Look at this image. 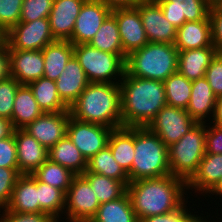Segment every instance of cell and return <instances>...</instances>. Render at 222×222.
I'll return each instance as SVG.
<instances>
[{
  "instance_id": "obj_27",
  "label": "cell",
  "mask_w": 222,
  "mask_h": 222,
  "mask_svg": "<svg viewBox=\"0 0 222 222\" xmlns=\"http://www.w3.org/2000/svg\"><path fill=\"white\" fill-rule=\"evenodd\" d=\"M42 55L44 77L56 81L74 55V45L69 40H55L42 49Z\"/></svg>"
},
{
  "instance_id": "obj_38",
  "label": "cell",
  "mask_w": 222,
  "mask_h": 222,
  "mask_svg": "<svg viewBox=\"0 0 222 222\" xmlns=\"http://www.w3.org/2000/svg\"><path fill=\"white\" fill-rule=\"evenodd\" d=\"M20 85L11 76L0 81V118L11 120L15 95Z\"/></svg>"
},
{
  "instance_id": "obj_21",
  "label": "cell",
  "mask_w": 222,
  "mask_h": 222,
  "mask_svg": "<svg viewBox=\"0 0 222 222\" xmlns=\"http://www.w3.org/2000/svg\"><path fill=\"white\" fill-rule=\"evenodd\" d=\"M7 210L40 213L37 179L32 174H21L15 183Z\"/></svg>"
},
{
  "instance_id": "obj_56",
  "label": "cell",
  "mask_w": 222,
  "mask_h": 222,
  "mask_svg": "<svg viewBox=\"0 0 222 222\" xmlns=\"http://www.w3.org/2000/svg\"><path fill=\"white\" fill-rule=\"evenodd\" d=\"M218 4H219L220 6H222V0H220V1L218 2Z\"/></svg>"
},
{
  "instance_id": "obj_53",
  "label": "cell",
  "mask_w": 222,
  "mask_h": 222,
  "mask_svg": "<svg viewBox=\"0 0 222 222\" xmlns=\"http://www.w3.org/2000/svg\"><path fill=\"white\" fill-rule=\"evenodd\" d=\"M5 43V32L0 28V45Z\"/></svg>"
},
{
  "instance_id": "obj_49",
  "label": "cell",
  "mask_w": 222,
  "mask_h": 222,
  "mask_svg": "<svg viewBox=\"0 0 222 222\" xmlns=\"http://www.w3.org/2000/svg\"><path fill=\"white\" fill-rule=\"evenodd\" d=\"M103 3L111 9L135 7L141 0H95Z\"/></svg>"
},
{
  "instance_id": "obj_46",
  "label": "cell",
  "mask_w": 222,
  "mask_h": 222,
  "mask_svg": "<svg viewBox=\"0 0 222 222\" xmlns=\"http://www.w3.org/2000/svg\"><path fill=\"white\" fill-rule=\"evenodd\" d=\"M212 42L218 53H222V6L212 4L209 11Z\"/></svg>"
},
{
  "instance_id": "obj_8",
  "label": "cell",
  "mask_w": 222,
  "mask_h": 222,
  "mask_svg": "<svg viewBox=\"0 0 222 222\" xmlns=\"http://www.w3.org/2000/svg\"><path fill=\"white\" fill-rule=\"evenodd\" d=\"M100 203L89 182L82 176L76 175L65 198L66 220L69 222H90L96 215Z\"/></svg>"
},
{
  "instance_id": "obj_47",
  "label": "cell",
  "mask_w": 222,
  "mask_h": 222,
  "mask_svg": "<svg viewBox=\"0 0 222 222\" xmlns=\"http://www.w3.org/2000/svg\"><path fill=\"white\" fill-rule=\"evenodd\" d=\"M205 153L221 154L222 153V127L212 125L206 126Z\"/></svg>"
},
{
  "instance_id": "obj_54",
  "label": "cell",
  "mask_w": 222,
  "mask_h": 222,
  "mask_svg": "<svg viewBox=\"0 0 222 222\" xmlns=\"http://www.w3.org/2000/svg\"><path fill=\"white\" fill-rule=\"evenodd\" d=\"M211 4L218 3L220 0H208Z\"/></svg>"
},
{
  "instance_id": "obj_11",
  "label": "cell",
  "mask_w": 222,
  "mask_h": 222,
  "mask_svg": "<svg viewBox=\"0 0 222 222\" xmlns=\"http://www.w3.org/2000/svg\"><path fill=\"white\" fill-rule=\"evenodd\" d=\"M111 131L107 126L82 122L70 116L66 135L88 161L107 146Z\"/></svg>"
},
{
  "instance_id": "obj_31",
  "label": "cell",
  "mask_w": 222,
  "mask_h": 222,
  "mask_svg": "<svg viewBox=\"0 0 222 222\" xmlns=\"http://www.w3.org/2000/svg\"><path fill=\"white\" fill-rule=\"evenodd\" d=\"M28 85L33 91L39 108L44 113L69 111V108L62 102L58 95L54 80L43 76L38 80L30 82Z\"/></svg>"
},
{
  "instance_id": "obj_23",
  "label": "cell",
  "mask_w": 222,
  "mask_h": 222,
  "mask_svg": "<svg viewBox=\"0 0 222 222\" xmlns=\"http://www.w3.org/2000/svg\"><path fill=\"white\" fill-rule=\"evenodd\" d=\"M222 179V153L209 154L205 153L199 163L197 171L186 182L187 189H195L208 195V193ZM192 187V188H191Z\"/></svg>"
},
{
  "instance_id": "obj_39",
  "label": "cell",
  "mask_w": 222,
  "mask_h": 222,
  "mask_svg": "<svg viewBox=\"0 0 222 222\" xmlns=\"http://www.w3.org/2000/svg\"><path fill=\"white\" fill-rule=\"evenodd\" d=\"M23 0H0V28L5 34L20 22Z\"/></svg>"
},
{
  "instance_id": "obj_52",
  "label": "cell",
  "mask_w": 222,
  "mask_h": 222,
  "mask_svg": "<svg viewBox=\"0 0 222 222\" xmlns=\"http://www.w3.org/2000/svg\"><path fill=\"white\" fill-rule=\"evenodd\" d=\"M216 194V196H222V179L218 182V184L209 192V194Z\"/></svg>"
},
{
  "instance_id": "obj_30",
  "label": "cell",
  "mask_w": 222,
  "mask_h": 222,
  "mask_svg": "<svg viewBox=\"0 0 222 222\" xmlns=\"http://www.w3.org/2000/svg\"><path fill=\"white\" fill-rule=\"evenodd\" d=\"M90 222H139L127 192L120 198L101 203Z\"/></svg>"
},
{
  "instance_id": "obj_50",
  "label": "cell",
  "mask_w": 222,
  "mask_h": 222,
  "mask_svg": "<svg viewBox=\"0 0 222 222\" xmlns=\"http://www.w3.org/2000/svg\"><path fill=\"white\" fill-rule=\"evenodd\" d=\"M212 122L215 126L222 127V95L218 96L215 103Z\"/></svg>"
},
{
  "instance_id": "obj_55",
  "label": "cell",
  "mask_w": 222,
  "mask_h": 222,
  "mask_svg": "<svg viewBox=\"0 0 222 222\" xmlns=\"http://www.w3.org/2000/svg\"><path fill=\"white\" fill-rule=\"evenodd\" d=\"M198 222H207L205 219L201 218Z\"/></svg>"
},
{
  "instance_id": "obj_7",
  "label": "cell",
  "mask_w": 222,
  "mask_h": 222,
  "mask_svg": "<svg viewBox=\"0 0 222 222\" xmlns=\"http://www.w3.org/2000/svg\"><path fill=\"white\" fill-rule=\"evenodd\" d=\"M74 56L90 83H120L125 74L124 54L101 51L90 44L74 45ZM115 81H113V80Z\"/></svg>"
},
{
  "instance_id": "obj_20",
  "label": "cell",
  "mask_w": 222,
  "mask_h": 222,
  "mask_svg": "<svg viewBox=\"0 0 222 222\" xmlns=\"http://www.w3.org/2000/svg\"><path fill=\"white\" fill-rule=\"evenodd\" d=\"M55 82L58 95L68 108L90 83L74 55L69 59Z\"/></svg>"
},
{
  "instance_id": "obj_32",
  "label": "cell",
  "mask_w": 222,
  "mask_h": 222,
  "mask_svg": "<svg viewBox=\"0 0 222 222\" xmlns=\"http://www.w3.org/2000/svg\"><path fill=\"white\" fill-rule=\"evenodd\" d=\"M84 173H95L108 178L122 181L126 185L130 183L128 174L114 159L108 146L100 150L87 161V170Z\"/></svg>"
},
{
  "instance_id": "obj_35",
  "label": "cell",
  "mask_w": 222,
  "mask_h": 222,
  "mask_svg": "<svg viewBox=\"0 0 222 222\" xmlns=\"http://www.w3.org/2000/svg\"><path fill=\"white\" fill-rule=\"evenodd\" d=\"M82 176L89 182L100 204L118 199L127 192V185L122 181L95 173H83Z\"/></svg>"
},
{
  "instance_id": "obj_42",
  "label": "cell",
  "mask_w": 222,
  "mask_h": 222,
  "mask_svg": "<svg viewBox=\"0 0 222 222\" xmlns=\"http://www.w3.org/2000/svg\"><path fill=\"white\" fill-rule=\"evenodd\" d=\"M185 204L187 203H184L175 211L166 214L150 216L142 219L140 222H198L202 217L189 213Z\"/></svg>"
},
{
  "instance_id": "obj_9",
  "label": "cell",
  "mask_w": 222,
  "mask_h": 222,
  "mask_svg": "<svg viewBox=\"0 0 222 222\" xmlns=\"http://www.w3.org/2000/svg\"><path fill=\"white\" fill-rule=\"evenodd\" d=\"M54 41L48 18L19 22L5 34L8 50H42Z\"/></svg>"
},
{
  "instance_id": "obj_44",
  "label": "cell",
  "mask_w": 222,
  "mask_h": 222,
  "mask_svg": "<svg viewBox=\"0 0 222 222\" xmlns=\"http://www.w3.org/2000/svg\"><path fill=\"white\" fill-rule=\"evenodd\" d=\"M205 78L218 97L222 95V53H217L205 72Z\"/></svg>"
},
{
  "instance_id": "obj_15",
  "label": "cell",
  "mask_w": 222,
  "mask_h": 222,
  "mask_svg": "<svg viewBox=\"0 0 222 222\" xmlns=\"http://www.w3.org/2000/svg\"><path fill=\"white\" fill-rule=\"evenodd\" d=\"M69 118V111L43 112L23 129L49 150L66 136Z\"/></svg>"
},
{
  "instance_id": "obj_17",
  "label": "cell",
  "mask_w": 222,
  "mask_h": 222,
  "mask_svg": "<svg viewBox=\"0 0 222 222\" xmlns=\"http://www.w3.org/2000/svg\"><path fill=\"white\" fill-rule=\"evenodd\" d=\"M19 174L34 173L47 159L48 149L24 129H14Z\"/></svg>"
},
{
  "instance_id": "obj_28",
  "label": "cell",
  "mask_w": 222,
  "mask_h": 222,
  "mask_svg": "<svg viewBox=\"0 0 222 222\" xmlns=\"http://www.w3.org/2000/svg\"><path fill=\"white\" fill-rule=\"evenodd\" d=\"M107 146L114 159L126 173L131 170L134 159V127H120L112 129Z\"/></svg>"
},
{
  "instance_id": "obj_51",
  "label": "cell",
  "mask_w": 222,
  "mask_h": 222,
  "mask_svg": "<svg viewBox=\"0 0 222 222\" xmlns=\"http://www.w3.org/2000/svg\"><path fill=\"white\" fill-rule=\"evenodd\" d=\"M13 130L9 120L0 118V140L10 136L13 133Z\"/></svg>"
},
{
  "instance_id": "obj_26",
  "label": "cell",
  "mask_w": 222,
  "mask_h": 222,
  "mask_svg": "<svg viewBox=\"0 0 222 222\" xmlns=\"http://www.w3.org/2000/svg\"><path fill=\"white\" fill-rule=\"evenodd\" d=\"M43 111L39 108L29 85L21 84L14 99L11 125L13 129H23L37 119Z\"/></svg>"
},
{
  "instance_id": "obj_16",
  "label": "cell",
  "mask_w": 222,
  "mask_h": 222,
  "mask_svg": "<svg viewBox=\"0 0 222 222\" xmlns=\"http://www.w3.org/2000/svg\"><path fill=\"white\" fill-rule=\"evenodd\" d=\"M166 19L178 29L185 22L205 20L211 3L208 0H155Z\"/></svg>"
},
{
  "instance_id": "obj_10",
  "label": "cell",
  "mask_w": 222,
  "mask_h": 222,
  "mask_svg": "<svg viewBox=\"0 0 222 222\" xmlns=\"http://www.w3.org/2000/svg\"><path fill=\"white\" fill-rule=\"evenodd\" d=\"M196 123L186 109L165 105L147 128L169 147L179 141Z\"/></svg>"
},
{
  "instance_id": "obj_43",
  "label": "cell",
  "mask_w": 222,
  "mask_h": 222,
  "mask_svg": "<svg viewBox=\"0 0 222 222\" xmlns=\"http://www.w3.org/2000/svg\"><path fill=\"white\" fill-rule=\"evenodd\" d=\"M0 167L13 168L19 173L14 130L10 136L0 140Z\"/></svg>"
},
{
  "instance_id": "obj_1",
  "label": "cell",
  "mask_w": 222,
  "mask_h": 222,
  "mask_svg": "<svg viewBox=\"0 0 222 222\" xmlns=\"http://www.w3.org/2000/svg\"><path fill=\"white\" fill-rule=\"evenodd\" d=\"M186 190V181L171 174L132 181L127 185V194L139 222L180 208L186 200Z\"/></svg>"
},
{
  "instance_id": "obj_3",
  "label": "cell",
  "mask_w": 222,
  "mask_h": 222,
  "mask_svg": "<svg viewBox=\"0 0 222 222\" xmlns=\"http://www.w3.org/2000/svg\"><path fill=\"white\" fill-rule=\"evenodd\" d=\"M70 116L82 121L107 126L122 127L120 84L89 83L69 107Z\"/></svg>"
},
{
  "instance_id": "obj_5",
  "label": "cell",
  "mask_w": 222,
  "mask_h": 222,
  "mask_svg": "<svg viewBox=\"0 0 222 222\" xmlns=\"http://www.w3.org/2000/svg\"><path fill=\"white\" fill-rule=\"evenodd\" d=\"M178 52L174 44L148 42L126 57L125 72L138 78L165 81L177 72Z\"/></svg>"
},
{
  "instance_id": "obj_33",
  "label": "cell",
  "mask_w": 222,
  "mask_h": 222,
  "mask_svg": "<svg viewBox=\"0 0 222 222\" xmlns=\"http://www.w3.org/2000/svg\"><path fill=\"white\" fill-rule=\"evenodd\" d=\"M89 44L101 51L124 54L116 18L110 14Z\"/></svg>"
},
{
  "instance_id": "obj_6",
  "label": "cell",
  "mask_w": 222,
  "mask_h": 222,
  "mask_svg": "<svg viewBox=\"0 0 222 222\" xmlns=\"http://www.w3.org/2000/svg\"><path fill=\"white\" fill-rule=\"evenodd\" d=\"M206 122L196 123L179 141L168 147L171 175L186 182L205 155Z\"/></svg>"
},
{
  "instance_id": "obj_29",
  "label": "cell",
  "mask_w": 222,
  "mask_h": 222,
  "mask_svg": "<svg viewBox=\"0 0 222 222\" xmlns=\"http://www.w3.org/2000/svg\"><path fill=\"white\" fill-rule=\"evenodd\" d=\"M48 159L76 175H82L87 170L86 159L67 135L48 150Z\"/></svg>"
},
{
  "instance_id": "obj_14",
  "label": "cell",
  "mask_w": 222,
  "mask_h": 222,
  "mask_svg": "<svg viewBox=\"0 0 222 222\" xmlns=\"http://www.w3.org/2000/svg\"><path fill=\"white\" fill-rule=\"evenodd\" d=\"M111 14L118 24L125 57L149 42L136 7L115 8Z\"/></svg>"
},
{
  "instance_id": "obj_22",
  "label": "cell",
  "mask_w": 222,
  "mask_h": 222,
  "mask_svg": "<svg viewBox=\"0 0 222 222\" xmlns=\"http://www.w3.org/2000/svg\"><path fill=\"white\" fill-rule=\"evenodd\" d=\"M178 51L214 47L209 16L205 20L185 22L176 32Z\"/></svg>"
},
{
  "instance_id": "obj_25",
  "label": "cell",
  "mask_w": 222,
  "mask_h": 222,
  "mask_svg": "<svg viewBox=\"0 0 222 222\" xmlns=\"http://www.w3.org/2000/svg\"><path fill=\"white\" fill-rule=\"evenodd\" d=\"M216 99L217 96L206 78H199L192 81L191 98L186 111L197 123H204L206 117H209V120L212 118ZM209 114H211V118L208 116Z\"/></svg>"
},
{
  "instance_id": "obj_18",
  "label": "cell",
  "mask_w": 222,
  "mask_h": 222,
  "mask_svg": "<svg viewBox=\"0 0 222 222\" xmlns=\"http://www.w3.org/2000/svg\"><path fill=\"white\" fill-rule=\"evenodd\" d=\"M10 76L28 85L44 76L42 50H9Z\"/></svg>"
},
{
  "instance_id": "obj_45",
  "label": "cell",
  "mask_w": 222,
  "mask_h": 222,
  "mask_svg": "<svg viewBox=\"0 0 222 222\" xmlns=\"http://www.w3.org/2000/svg\"><path fill=\"white\" fill-rule=\"evenodd\" d=\"M3 215L0 216V222H57L50 214L46 212L40 213H22L13 212L7 209L2 210Z\"/></svg>"
},
{
  "instance_id": "obj_34",
  "label": "cell",
  "mask_w": 222,
  "mask_h": 222,
  "mask_svg": "<svg viewBox=\"0 0 222 222\" xmlns=\"http://www.w3.org/2000/svg\"><path fill=\"white\" fill-rule=\"evenodd\" d=\"M32 175L40 182L62 190L65 194L76 176L71 170L47 159Z\"/></svg>"
},
{
  "instance_id": "obj_48",
  "label": "cell",
  "mask_w": 222,
  "mask_h": 222,
  "mask_svg": "<svg viewBox=\"0 0 222 222\" xmlns=\"http://www.w3.org/2000/svg\"><path fill=\"white\" fill-rule=\"evenodd\" d=\"M10 76L9 66V50L8 44L5 42L0 45V81Z\"/></svg>"
},
{
  "instance_id": "obj_41",
  "label": "cell",
  "mask_w": 222,
  "mask_h": 222,
  "mask_svg": "<svg viewBox=\"0 0 222 222\" xmlns=\"http://www.w3.org/2000/svg\"><path fill=\"white\" fill-rule=\"evenodd\" d=\"M20 174L13 168L0 167V210L9 204L12 190Z\"/></svg>"
},
{
  "instance_id": "obj_19",
  "label": "cell",
  "mask_w": 222,
  "mask_h": 222,
  "mask_svg": "<svg viewBox=\"0 0 222 222\" xmlns=\"http://www.w3.org/2000/svg\"><path fill=\"white\" fill-rule=\"evenodd\" d=\"M86 0H54L49 23L55 40H69L81 7Z\"/></svg>"
},
{
  "instance_id": "obj_37",
  "label": "cell",
  "mask_w": 222,
  "mask_h": 222,
  "mask_svg": "<svg viewBox=\"0 0 222 222\" xmlns=\"http://www.w3.org/2000/svg\"><path fill=\"white\" fill-rule=\"evenodd\" d=\"M37 191L39 196L40 212H46L57 221L60 220L59 217H61V214L64 213L65 209L66 194L62 190L38 180Z\"/></svg>"
},
{
  "instance_id": "obj_24",
  "label": "cell",
  "mask_w": 222,
  "mask_h": 222,
  "mask_svg": "<svg viewBox=\"0 0 222 222\" xmlns=\"http://www.w3.org/2000/svg\"><path fill=\"white\" fill-rule=\"evenodd\" d=\"M217 53L215 47L179 51L177 71L190 81L205 77V72Z\"/></svg>"
},
{
  "instance_id": "obj_12",
  "label": "cell",
  "mask_w": 222,
  "mask_h": 222,
  "mask_svg": "<svg viewBox=\"0 0 222 222\" xmlns=\"http://www.w3.org/2000/svg\"><path fill=\"white\" fill-rule=\"evenodd\" d=\"M135 7L139 10L149 42L175 43L177 29L166 19L155 0H141Z\"/></svg>"
},
{
  "instance_id": "obj_36",
  "label": "cell",
  "mask_w": 222,
  "mask_h": 222,
  "mask_svg": "<svg viewBox=\"0 0 222 222\" xmlns=\"http://www.w3.org/2000/svg\"><path fill=\"white\" fill-rule=\"evenodd\" d=\"M163 84L167 105L186 109L191 98L192 81L177 71Z\"/></svg>"
},
{
  "instance_id": "obj_2",
  "label": "cell",
  "mask_w": 222,
  "mask_h": 222,
  "mask_svg": "<svg viewBox=\"0 0 222 222\" xmlns=\"http://www.w3.org/2000/svg\"><path fill=\"white\" fill-rule=\"evenodd\" d=\"M119 84L122 127H147L167 105L163 81L138 78L125 72Z\"/></svg>"
},
{
  "instance_id": "obj_13",
  "label": "cell",
  "mask_w": 222,
  "mask_h": 222,
  "mask_svg": "<svg viewBox=\"0 0 222 222\" xmlns=\"http://www.w3.org/2000/svg\"><path fill=\"white\" fill-rule=\"evenodd\" d=\"M112 9L95 0H86L75 20L72 37L73 45L89 44Z\"/></svg>"
},
{
  "instance_id": "obj_4",
  "label": "cell",
  "mask_w": 222,
  "mask_h": 222,
  "mask_svg": "<svg viewBox=\"0 0 222 222\" xmlns=\"http://www.w3.org/2000/svg\"><path fill=\"white\" fill-rule=\"evenodd\" d=\"M134 150L130 182L171 174L168 147L147 127H134Z\"/></svg>"
},
{
  "instance_id": "obj_40",
  "label": "cell",
  "mask_w": 222,
  "mask_h": 222,
  "mask_svg": "<svg viewBox=\"0 0 222 222\" xmlns=\"http://www.w3.org/2000/svg\"><path fill=\"white\" fill-rule=\"evenodd\" d=\"M54 0H23L20 22L48 18Z\"/></svg>"
}]
</instances>
